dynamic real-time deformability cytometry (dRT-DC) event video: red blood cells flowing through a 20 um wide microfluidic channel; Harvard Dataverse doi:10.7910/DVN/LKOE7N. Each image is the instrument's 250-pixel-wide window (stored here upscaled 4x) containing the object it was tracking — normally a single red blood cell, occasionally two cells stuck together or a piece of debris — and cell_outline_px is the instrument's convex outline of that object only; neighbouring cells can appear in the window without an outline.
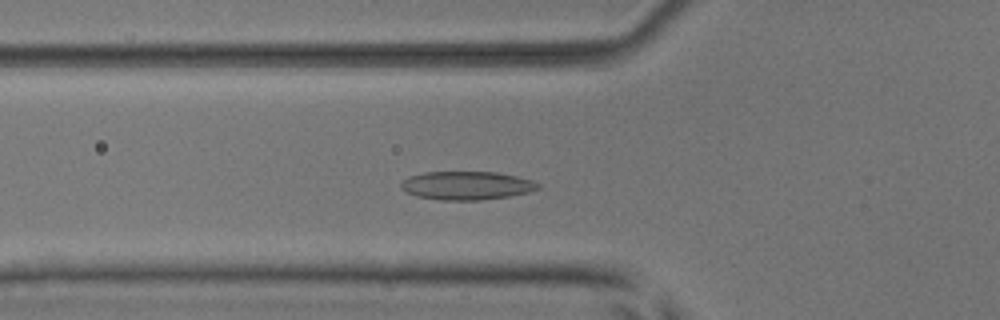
{"species": "common noctule bat (a hibernating species)", "species_latin": "Nyctalus noctula", "temperature_condition": "room temperature", "stored_images_in_passage": 50, "camera_frame_rate_fps": 3000, "um_per_image_px": 0.085, "animal": {"sex": "male", "body_mass_g": 17.9, "forearm_length_mm": 54.2}, "frame": {"image": 1, "passage_image": 17, "time_ms": 5.333, "image_size_px": [1000, 320], "cell_outline_px": [[540, 188], [528, 192], [508, 196], [480, 200], [444, 200], [416, 196], [400, 188], [400, 184], [408, 176], [424, 172], [496, 172], [516, 176], [532, 180], [540, 184]], "centroid_in_image_um": [39.66, 15.76], "position_along_channel_um": 86.1, "area_um2": 22.6}}
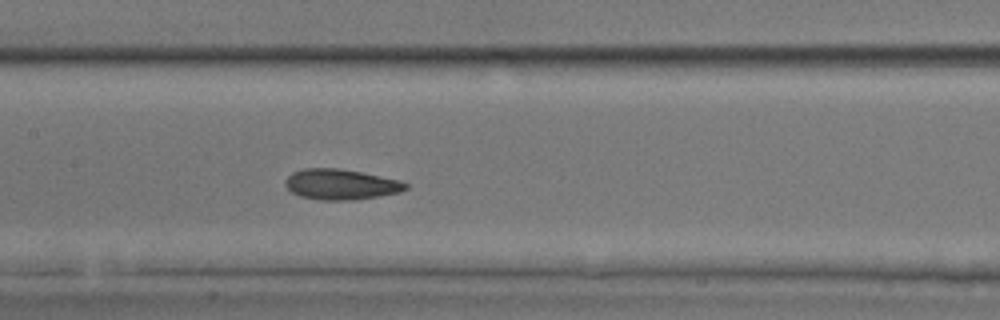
{"frame": {"image": 2, "passage_image": 24, "time_ms": 7.667, "image_size_px": [1000, 320], "cell_outline_px": [[408, 188], [400, 192], [380, 196], [352, 200], [320, 200], [300, 196], [292, 192], [284, 184], [284, 180], [292, 172], [304, 168], [340, 168], [400, 180], [408, 184]], "centroid_in_image_um": [28.96, 15.67], "position_along_channel_um": 178.4, "area_um2": 21.44}}
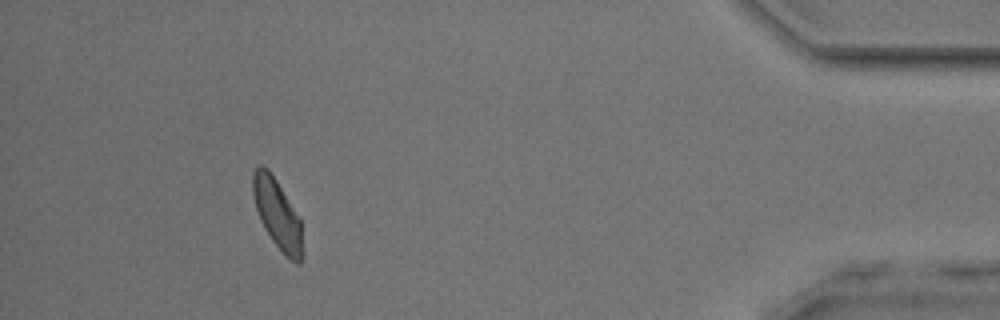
{"frame": {"image": 3, "passage_image": 46, "time_ms": 15.0, "image_size_px": [1000, 320], "cell_outline_px": [[300, 264], [296, 264], [272, 240], [264, 228], [260, 220], [256, 208], [252, 192], [252, 172], [260, 164], [268, 168], [300, 216]], "centroid_in_image_um": [23.52, 18.09], "position_along_channel_um": 411.7, "area_um2": 19.59}, "authors_computed_cell_mechanics": {"area_um2": 21.2415, "velocity_mm_per_s": 3.9688, "shape_relaxation_time_tau1_ms": 3.6807, "shape_relaxation_time_tau2_ms": 2.5722, "deformation_change_tau1": 0.116, "deformation_change_tau2": 0.0804}}